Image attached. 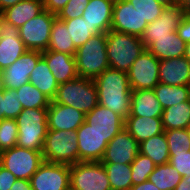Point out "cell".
I'll use <instances>...</instances> for the list:
<instances>
[{
	"label": "cell",
	"instance_id": "6da1fadb",
	"mask_svg": "<svg viewBox=\"0 0 190 190\" xmlns=\"http://www.w3.org/2000/svg\"><path fill=\"white\" fill-rule=\"evenodd\" d=\"M94 83L98 104L125 120L130 115L132 93L127 72L109 67L94 79Z\"/></svg>",
	"mask_w": 190,
	"mask_h": 190
},
{
	"label": "cell",
	"instance_id": "7a4b0ae2",
	"mask_svg": "<svg viewBox=\"0 0 190 190\" xmlns=\"http://www.w3.org/2000/svg\"><path fill=\"white\" fill-rule=\"evenodd\" d=\"M106 45V33H99L76 49L74 57L78 76L94 80L109 68Z\"/></svg>",
	"mask_w": 190,
	"mask_h": 190
},
{
	"label": "cell",
	"instance_id": "3957f363",
	"mask_svg": "<svg viewBox=\"0 0 190 190\" xmlns=\"http://www.w3.org/2000/svg\"><path fill=\"white\" fill-rule=\"evenodd\" d=\"M109 67L128 72L136 58L146 49L140 37L109 30L106 33Z\"/></svg>",
	"mask_w": 190,
	"mask_h": 190
},
{
	"label": "cell",
	"instance_id": "277c9868",
	"mask_svg": "<svg viewBox=\"0 0 190 190\" xmlns=\"http://www.w3.org/2000/svg\"><path fill=\"white\" fill-rule=\"evenodd\" d=\"M17 146L42 151L48 131L47 108L23 109L15 119Z\"/></svg>",
	"mask_w": 190,
	"mask_h": 190
},
{
	"label": "cell",
	"instance_id": "5b68a950",
	"mask_svg": "<svg viewBox=\"0 0 190 190\" xmlns=\"http://www.w3.org/2000/svg\"><path fill=\"white\" fill-rule=\"evenodd\" d=\"M52 101L72 106L87 114L98 105L97 88L94 80L78 76L59 84Z\"/></svg>",
	"mask_w": 190,
	"mask_h": 190
},
{
	"label": "cell",
	"instance_id": "8992f818",
	"mask_svg": "<svg viewBox=\"0 0 190 190\" xmlns=\"http://www.w3.org/2000/svg\"><path fill=\"white\" fill-rule=\"evenodd\" d=\"M43 160L73 165L79 163L76 130H48L42 150Z\"/></svg>",
	"mask_w": 190,
	"mask_h": 190
},
{
	"label": "cell",
	"instance_id": "52a82bcc",
	"mask_svg": "<svg viewBox=\"0 0 190 190\" xmlns=\"http://www.w3.org/2000/svg\"><path fill=\"white\" fill-rule=\"evenodd\" d=\"M43 162L42 151L14 146L1 152V166L17 179L30 180Z\"/></svg>",
	"mask_w": 190,
	"mask_h": 190
},
{
	"label": "cell",
	"instance_id": "ba28073f",
	"mask_svg": "<svg viewBox=\"0 0 190 190\" xmlns=\"http://www.w3.org/2000/svg\"><path fill=\"white\" fill-rule=\"evenodd\" d=\"M70 187L75 190H111L107 172L100 161L70 165Z\"/></svg>",
	"mask_w": 190,
	"mask_h": 190
},
{
	"label": "cell",
	"instance_id": "9c48e42d",
	"mask_svg": "<svg viewBox=\"0 0 190 190\" xmlns=\"http://www.w3.org/2000/svg\"><path fill=\"white\" fill-rule=\"evenodd\" d=\"M56 15L44 9L19 28V37L28 50L48 49L52 25Z\"/></svg>",
	"mask_w": 190,
	"mask_h": 190
},
{
	"label": "cell",
	"instance_id": "30bf717a",
	"mask_svg": "<svg viewBox=\"0 0 190 190\" xmlns=\"http://www.w3.org/2000/svg\"><path fill=\"white\" fill-rule=\"evenodd\" d=\"M160 60L145 49L127 72L132 90L154 89L159 83Z\"/></svg>",
	"mask_w": 190,
	"mask_h": 190
},
{
	"label": "cell",
	"instance_id": "8fae6325",
	"mask_svg": "<svg viewBox=\"0 0 190 190\" xmlns=\"http://www.w3.org/2000/svg\"><path fill=\"white\" fill-rule=\"evenodd\" d=\"M32 190H67L70 165L43 162L30 178Z\"/></svg>",
	"mask_w": 190,
	"mask_h": 190
},
{
	"label": "cell",
	"instance_id": "7c38bea8",
	"mask_svg": "<svg viewBox=\"0 0 190 190\" xmlns=\"http://www.w3.org/2000/svg\"><path fill=\"white\" fill-rule=\"evenodd\" d=\"M41 57V51L27 50L12 65L0 71L2 87L17 89L23 84L29 83L31 71Z\"/></svg>",
	"mask_w": 190,
	"mask_h": 190
},
{
	"label": "cell",
	"instance_id": "4fadbf2b",
	"mask_svg": "<svg viewBox=\"0 0 190 190\" xmlns=\"http://www.w3.org/2000/svg\"><path fill=\"white\" fill-rule=\"evenodd\" d=\"M148 23L127 0L113 5L111 30L142 37Z\"/></svg>",
	"mask_w": 190,
	"mask_h": 190
},
{
	"label": "cell",
	"instance_id": "5bb4252c",
	"mask_svg": "<svg viewBox=\"0 0 190 190\" xmlns=\"http://www.w3.org/2000/svg\"><path fill=\"white\" fill-rule=\"evenodd\" d=\"M186 14L184 7H165L161 15L147 25L141 37L144 47L147 49L152 44V37L169 36L170 32L176 31Z\"/></svg>",
	"mask_w": 190,
	"mask_h": 190
},
{
	"label": "cell",
	"instance_id": "9a60e30c",
	"mask_svg": "<svg viewBox=\"0 0 190 190\" xmlns=\"http://www.w3.org/2000/svg\"><path fill=\"white\" fill-rule=\"evenodd\" d=\"M139 153V143L124 128L107 144L101 163L131 164Z\"/></svg>",
	"mask_w": 190,
	"mask_h": 190
},
{
	"label": "cell",
	"instance_id": "2e32d148",
	"mask_svg": "<svg viewBox=\"0 0 190 190\" xmlns=\"http://www.w3.org/2000/svg\"><path fill=\"white\" fill-rule=\"evenodd\" d=\"M85 122L107 142L124 129L125 124L120 115L99 104L85 114Z\"/></svg>",
	"mask_w": 190,
	"mask_h": 190
},
{
	"label": "cell",
	"instance_id": "e0dca14e",
	"mask_svg": "<svg viewBox=\"0 0 190 190\" xmlns=\"http://www.w3.org/2000/svg\"><path fill=\"white\" fill-rule=\"evenodd\" d=\"M79 162L101 161L108 142L84 122L76 130Z\"/></svg>",
	"mask_w": 190,
	"mask_h": 190
},
{
	"label": "cell",
	"instance_id": "ac0fdd59",
	"mask_svg": "<svg viewBox=\"0 0 190 190\" xmlns=\"http://www.w3.org/2000/svg\"><path fill=\"white\" fill-rule=\"evenodd\" d=\"M85 122V113L72 106L51 101L47 108L48 130H77Z\"/></svg>",
	"mask_w": 190,
	"mask_h": 190
},
{
	"label": "cell",
	"instance_id": "d6986e66",
	"mask_svg": "<svg viewBox=\"0 0 190 190\" xmlns=\"http://www.w3.org/2000/svg\"><path fill=\"white\" fill-rule=\"evenodd\" d=\"M27 50L19 37V28L4 21L0 38V71L12 65Z\"/></svg>",
	"mask_w": 190,
	"mask_h": 190
},
{
	"label": "cell",
	"instance_id": "ffe728a7",
	"mask_svg": "<svg viewBox=\"0 0 190 190\" xmlns=\"http://www.w3.org/2000/svg\"><path fill=\"white\" fill-rule=\"evenodd\" d=\"M159 83L184 86L190 83V60L185 56L160 60Z\"/></svg>",
	"mask_w": 190,
	"mask_h": 190
},
{
	"label": "cell",
	"instance_id": "44dd1931",
	"mask_svg": "<svg viewBox=\"0 0 190 190\" xmlns=\"http://www.w3.org/2000/svg\"><path fill=\"white\" fill-rule=\"evenodd\" d=\"M113 5L107 0H89L82 17L90 25L94 35L111 30Z\"/></svg>",
	"mask_w": 190,
	"mask_h": 190
},
{
	"label": "cell",
	"instance_id": "7402d4cb",
	"mask_svg": "<svg viewBox=\"0 0 190 190\" xmlns=\"http://www.w3.org/2000/svg\"><path fill=\"white\" fill-rule=\"evenodd\" d=\"M42 57L46 60L58 84L65 83L78 77L76 60L73 55L45 50L42 51Z\"/></svg>",
	"mask_w": 190,
	"mask_h": 190
},
{
	"label": "cell",
	"instance_id": "603a6c76",
	"mask_svg": "<svg viewBox=\"0 0 190 190\" xmlns=\"http://www.w3.org/2000/svg\"><path fill=\"white\" fill-rule=\"evenodd\" d=\"M163 110L153 89L132 90L129 116L162 117Z\"/></svg>",
	"mask_w": 190,
	"mask_h": 190
},
{
	"label": "cell",
	"instance_id": "cb8c5ba5",
	"mask_svg": "<svg viewBox=\"0 0 190 190\" xmlns=\"http://www.w3.org/2000/svg\"><path fill=\"white\" fill-rule=\"evenodd\" d=\"M124 128L139 144L164 132L161 117L128 116L125 119Z\"/></svg>",
	"mask_w": 190,
	"mask_h": 190
},
{
	"label": "cell",
	"instance_id": "d4e9b609",
	"mask_svg": "<svg viewBox=\"0 0 190 190\" xmlns=\"http://www.w3.org/2000/svg\"><path fill=\"white\" fill-rule=\"evenodd\" d=\"M186 43L177 32H170L169 36L152 37V44L147 50L159 60L181 57L185 55Z\"/></svg>",
	"mask_w": 190,
	"mask_h": 190
},
{
	"label": "cell",
	"instance_id": "484cf974",
	"mask_svg": "<svg viewBox=\"0 0 190 190\" xmlns=\"http://www.w3.org/2000/svg\"><path fill=\"white\" fill-rule=\"evenodd\" d=\"M44 10L42 0H23L1 12L4 21L20 28Z\"/></svg>",
	"mask_w": 190,
	"mask_h": 190
},
{
	"label": "cell",
	"instance_id": "4316f807",
	"mask_svg": "<svg viewBox=\"0 0 190 190\" xmlns=\"http://www.w3.org/2000/svg\"><path fill=\"white\" fill-rule=\"evenodd\" d=\"M29 82L51 101L54 99L59 86L43 57L38 60L35 68L31 71Z\"/></svg>",
	"mask_w": 190,
	"mask_h": 190
},
{
	"label": "cell",
	"instance_id": "83f0119b",
	"mask_svg": "<svg viewBox=\"0 0 190 190\" xmlns=\"http://www.w3.org/2000/svg\"><path fill=\"white\" fill-rule=\"evenodd\" d=\"M161 118L164 130L188 129L190 127V100L165 108Z\"/></svg>",
	"mask_w": 190,
	"mask_h": 190
},
{
	"label": "cell",
	"instance_id": "f1b7e54d",
	"mask_svg": "<svg viewBox=\"0 0 190 190\" xmlns=\"http://www.w3.org/2000/svg\"><path fill=\"white\" fill-rule=\"evenodd\" d=\"M139 153L150 157L156 166L168 163L169 149L165 132L141 142L139 144Z\"/></svg>",
	"mask_w": 190,
	"mask_h": 190
},
{
	"label": "cell",
	"instance_id": "f546056e",
	"mask_svg": "<svg viewBox=\"0 0 190 190\" xmlns=\"http://www.w3.org/2000/svg\"><path fill=\"white\" fill-rule=\"evenodd\" d=\"M47 50L62 52L73 56H75L76 53V48L69 35V29H67L65 22L57 17L54 19L52 25L50 42Z\"/></svg>",
	"mask_w": 190,
	"mask_h": 190
},
{
	"label": "cell",
	"instance_id": "4dcf8cb0",
	"mask_svg": "<svg viewBox=\"0 0 190 190\" xmlns=\"http://www.w3.org/2000/svg\"><path fill=\"white\" fill-rule=\"evenodd\" d=\"M153 90L163 109L190 100L189 85L171 86L158 83Z\"/></svg>",
	"mask_w": 190,
	"mask_h": 190
},
{
	"label": "cell",
	"instance_id": "1f68e13d",
	"mask_svg": "<svg viewBox=\"0 0 190 190\" xmlns=\"http://www.w3.org/2000/svg\"><path fill=\"white\" fill-rule=\"evenodd\" d=\"M109 179L111 190H130L132 173L130 164L102 163Z\"/></svg>",
	"mask_w": 190,
	"mask_h": 190
},
{
	"label": "cell",
	"instance_id": "d6a6232c",
	"mask_svg": "<svg viewBox=\"0 0 190 190\" xmlns=\"http://www.w3.org/2000/svg\"><path fill=\"white\" fill-rule=\"evenodd\" d=\"M148 180L160 190H174L182 180L180 173L168 162L157 165Z\"/></svg>",
	"mask_w": 190,
	"mask_h": 190
},
{
	"label": "cell",
	"instance_id": "836d02e7",
	"mask_svg": "<svg viewBox=\"0 0 190 190\" xmlns=\"http://www.w3.org/2000/svg\"><path fill=\"white\" fill-rule=\"evenodd\" d=\"M23 109L48 108L51 100L30 82L16 89Z\"/></svg>",
	"mask_w": 190,
	"mask_h": 190
},
{
	"label": "cell",
	"instance_id": "e575fe53",
	"mask_svg": "<svg viewBox=\"0 0 190 190\" xmlns=\"http://www.w3.org/2000/svg\"><path fill=\"white\" fill-rule=\"evenodd\" d=\"M65 22L69 35L72 38L75 48L81 47L94 34L91 32L90 25L83 17L73 18L70 20H62Z\"/></svg>",
	"mask_w": 190,
	"mask_h": 190
},
{
	"label": "cell",
	"instance_id": "d590c367",
	"mask_svg": "<svg viewBox=\"0 0 190 190\" xmlns=\"http://www.w3.org/2000/svg\"><path fill=\"white\" fill-rule=\"evenodd\" d=\"M132 173V184L138 185L148 180L156 165L150 157L138 153L130 164Z\"/></svg>",
	"mask_w": 190,
	"mask_h": 190
},
{
	"label": "cell",
	"instance_id": "8d00e7d4",
	"mask_svg": "<svg viewBox=\"0 0 190 190\" xmlns=\"http://www.w3.org/2000/svg\"><path fill=\"white\" fill-rule=\"evenodd\" d=\"M169 153H180L190 150V131L188 129L164 130Z\"/></svg>",
	"mask_w": 190,
	"mask_h": 190
},
{
	"label": "cell",
	"instance_id": "74e56055",
	"mask_svg": "<svg viewBox=\"0 0 190 190\" xmlns=\"http://www.w3.org/2000/svg\"><path fill=\"white\" fill-rule=\"evenodd\" d=\"M130 2L135 10L141 15L143 20L147 23H152L160 15L162 10L165 8L164 5L160 4L156 0H127Z\"/></svg>",
	"mask_w": 190,
	"mask_h": 190
},
{
	"label": "cell",
	"instance_id": "f35d334b",
	"mask_svg": "<svg viewBox=\"0 0 190 190\" xmlns=\"http://www.w3.org/2000/svg\"><path fill=\"white\" fill-rule=\"evenodd\" d=\"M18 127L15 119L4 118L0 121V151L17 146Z\"/></svg>",
	"mask_w": 190,
	"mask_h": 190
},
{
	"label": "cell",
	"instance_id": "ab89813d",
	"mask_svg": "<svg viewBox=\"0 0 190 190\" xmlns=\"http://www.w3.org/2000/svg\"><path fill=\"white\" fill-rule=\"evenodd\" d=\"M3 97H4V118L16 119L17 116L23 110L16 89L3 88Z\"/></svg>",
	"mask_w": 190,
	"mask_h": 190
},
{
	"label": "cell",
	"instance_id": "60d3db41",
	"mask_svg": "<svg viewBox=\"0 0 190 190\" xmlns=\"http://www.w3.org/2000/svg\"><path fill=\"white\" fill-rule=\"evenodd\" d=\"M88 3L89 0H69L64 8L57 13L56 17L60 20L82 17Z\"/></svg>",
	"mask_w": 190,
	"mask_h": 190
},
{
	"label": "cell",
	"instance_id": "b9f144b4",
	"mask_svg": "<svg viewBox=\"0 0 190 190\" xmlns=\"http://www.w3.org/2000/svg\"><path fill=\"white\" fill-rule=\"evenodd\" d=\"M169 163L182 177L190 176V150H184L180 153H169Z\"/></svg>",
	"mask_w": 190,
	"mask_h": 190
},
{
	"label": "cell",
	"instance_id": "7bdbcfd3",
	"mask_svg": "<svg viewBox=\"0 0 190 190\" xmlns=\"http://www.w3.org/2000/svg\"><path fill=\"white\" fill-rule=\"evenodd\" d=\"M17 178L3 166L0 167V190H10Z\"/></svg>",
	"mask_w": 190,
	"mask_h": 190
},
{
	"label": "cell",
	"instance_id": "ee69618b",
	"mask_svg": "<svg viewBox=\"0 0 190 190\" xmlns=\"http://www.w3.org/2000/svg\"><path fill=\"white\" fill-rule=\"evenodd\" d=\"M178 36L187 44L190 43V14L187 13L176 30Z\"/></svg>",
	"mask_w": 190,
	"mask_h": 190
},
{
	"label": "cell",
	"instance_id": "f6af8a7d",
	"mask_svg": "<svg viewBox=\"0 0 190 190\" xmlns=\"http://www.w3.org/2000/svg\"><path fill=\"white\" fill-rule=\"evenodd\" d=\"M44 4V9L50 11L51 13L57 15L69 0H42Z\"/></svg>",
	"mask_w": 190,
	"mask_h": 190
},
{
	"label": "cell",
	"instance_id": "bcb514c9",
	"mask_svg": "<svg viewBox=\"0 0 190 190\" xmlns=\"http://www.w3.org/2000/svg\"><path fill=\"white\" fill-rule=\"evenodd\" d=\"M10 190H32L30 180L17 179L11 186Z\"/></svg>",
	"mask_w": 190,
	"mask_h": 190
},
{
	"label": "cell",
	"instance_id": "7dc6e473",
	"mask_svg": "<svg viewBox=\"0 0 190 190\" xmlns=\"http://www.w3.org/2000/svg\"><path fill=\"white\" fill-rule=\"evenodd\" d=\"M130 190H160V189L158 187H156L152 182L147 180L138 185H132Z\"/></svg>",
	"mask_w": 190,
	"mask_h": 190
},
{
	"label": "cell",
	"instance_id": "c3c4849f",
	"mask_svg": "<svg viewBox=\"0 0 190 190\" xmlns=\"http://www.w3.org/2000/svg\"><path fill=\"white\" fill-rule=\"evenodd\" d=\"M174 190H190V176L182 177V180L178 183Z\"/></svg>",
	"mask_w": 190,
	"mask_h": 190
},
{
	"label": "cell",
	"instance_id": "681fc988",
	"mask_svg": "<svg viewBox=\"0 0 190 190\" xmlns=\"http://www.w3.org/2000/svg\"><path fill=\"white\" fill-rule=\"evenodd\" d=\"M23 0H0V13L8 7L14 6Z\"/></svg>",
	"mask_w": 190,
	"mask_h": 190
},
{
	"label": "cell",
	"instance_id": "f907efd6",
	"mask_svg": "<svg viewBox=\"0 0 190 190\" xmlns=\"http://www.w3.org/2000/svg\"><path fill=\"white\" fill-rule=\"evenodd\" d=\"M4 119V97L3 87L0 89V121Z\"/></svg>",
	"mask_w": 190,
	"mask_h": 190
},
{
	"label": "cell",
	"instance_id": "816d5d0a",
	"mask_svg": "<svg viewBox=\"0 0 190 190\" xmlns=\"http://www.w3.org/2000/svg\"><path fill=\"white\" fill-rule=\"evenodd\" d=\"M165 7L174 6V0H156Z\"/></svg>",
	"mask_w": 190,
	"mask_h": 190
},
{
	"label": "cell",
	"instance_id": "f5cc1de1",
	"mask_svg": "<svg viewBox=\"0 0 190 190\" xmlns=\"http://www.w3.org/2000/svg\"><path fill=\"white\" fill-rule=\"evenodd\" d=\"M189 0H174V5L179 7H185L188 4Z\"/></svg>",
	"mask_w": 190,
	"mask_h": 190
},
{
	"label": "cell",
	"instance_id": "db71d44e",
	"mask_svg": "<svg viewBox=\"0 0 190 190\" xmlns=\"http://www.w3.org/2000/svg\"><path fill=\"white\" fill-rule=\"evenodd\" d=\"M184 56L190 60V43L186 44V49H185V55Z\"/></svg>",
	"mask_w": 190,
	"mask_h": 190
},
{
	"label": "cell",
	"instance_id": "11a10c76",
	"mask_svg": "<svg viewBox=\"0 0 190 190\" xmlns=\"http://www.w3.org/2000/svg\"><path fill=\"white\" fill-rule=\"evenodd\" d=\"M3 23H4V18L2 14L0 13V38L2 36Z\"/></svg>",
	"mask_w": 190,
	"mask_h": 190
},
{
	"label": "cell",
	"instance_id": "9f6ffc18",
	"mask_svg": "<svg viewBox=\"0 0 190 190\" xmlns=\"http://www.w3.org/2000/svg\"><path fill=\"white\" fill-rule=\"evenodd\" d=\"M184 8H185L186 12L190 14V0Z\"/></svg>",
	"mask_w": 190,
	"mask_h": 190
},
{
	"label": "cell",
	"instance_id": "6f0895ef",
	"mask_svg": "<svg viewBox=\"0 0 190 190\" xmlns=\"http://www.w3.org/2000/svg\"><path fill=\"white\" fill-rule=\"evenodd\" d=\"M107 1H110V2H112L113 4H115V3H118V2H120V1H122V0H107Z\"/></svg>",
	"mask_w": 190,
	"mask_h": 190
},
{
	"label": "cell",
	"instance_id": "680465c9",
	"mask_svg": "<svg viewBox=\"0 0 190 190\" xmlns=\"http://www.w3.org/2000/svg\"><path fill=\"white\" fill-rule=\"evenodd\" d=\"M2 88L1 74H0V89Z\"/></svg>",
	"mask_w": 190,
	"mask_h": 190
},
{
	"label": "cell",
	"instance_id": "91938a15",
	"mask_svg": "<svg viewBox=\"0 0 190 190\" xmlns=\"http://www.w3.org/2000/svg\"><path fill=\"white\" fill-rule=\"evenodd\" d=\"M0 167H1V151H0Z\"/></svg>",
	"mask_w": 190,
	"mask_h": 190
},
{
	"label": "cell",
	"instance_id": "94428289",
	"mask_svg": "<svg viewBox=\"0 0 190 190\" xmlns=\"http://www.w3.org/2000/svg\"><path fill=\"white\" fill-rule=\"evenodd\" d=\"M67 190H75V189H73L72 187H69Z\"/></svg>",
	"mask_w": 190,
	"mask_h": 190
}]
</instances>
